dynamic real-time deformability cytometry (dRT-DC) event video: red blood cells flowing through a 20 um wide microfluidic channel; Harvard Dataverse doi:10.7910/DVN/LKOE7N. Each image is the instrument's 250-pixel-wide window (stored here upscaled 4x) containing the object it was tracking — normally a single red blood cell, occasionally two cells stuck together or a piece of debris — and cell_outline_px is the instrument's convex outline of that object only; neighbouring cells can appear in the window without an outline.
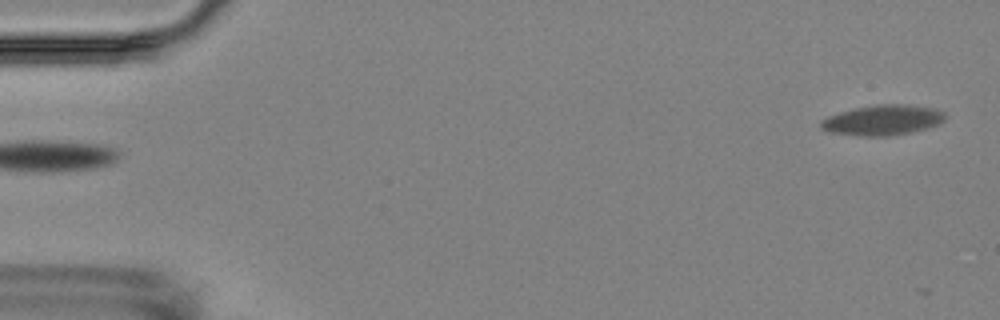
{"species": "Egyptian fruit bat (a non-hibernating species)", "species_latin": "Rousettus aegyptiacus", "temperature_condition": "room temperature", "stored_images_in_passage": 4, "segment_of_instrument_passage": [2, 2], "camera_frame_rate_fps": 3000, "um_per_image_px": 0.085, "animal": {"sex": "female"}, "frame": {"image": 1, "passage_image": 4, "time_ms": 4.333, "image_size_px": [1000, 320], "cell_outline_px": [[944, 120], [940, 124], [912, 132], [888, 136], [860, 136], [828, 132], [820, 128], [820, 120], [828, 116], [840, 112], [856, 108], [876, 104], [908, 104], [936, 108], [944, 112]], "centroid_in_image_um": [75.02, 10.21], "position_along_channel_um": 10.0, "area_um2": 22.08}}